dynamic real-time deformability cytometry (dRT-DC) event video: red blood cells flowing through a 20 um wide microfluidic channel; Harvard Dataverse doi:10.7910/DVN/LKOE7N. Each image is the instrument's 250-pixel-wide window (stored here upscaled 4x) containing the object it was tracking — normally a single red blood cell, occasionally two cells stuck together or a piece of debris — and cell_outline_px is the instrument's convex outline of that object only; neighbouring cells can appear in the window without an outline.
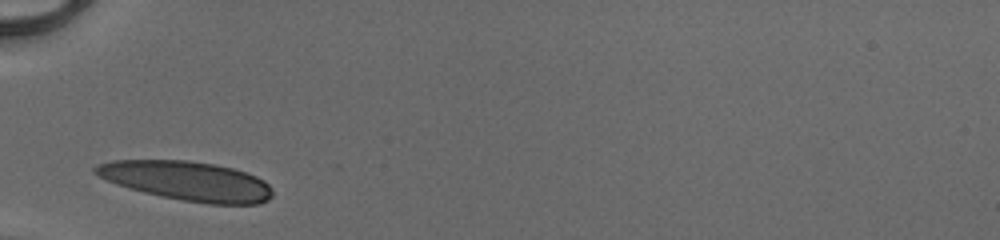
{"species": "human", "species_latin": "Homo sapiens", "temperature_condition": "cold", "stored_images_in_passage": 25, "camera_frame_rate_fps": 3000, "um_per_image_px": 0.085, "donor": {"sex": "male"}, "frame": {"image": 1, "passage_image": 1, "time_ms": 0.0, "image_size_px": [1000, 240], "cell_outline_px": [[272, 196], [268, 200], [260, 204], [208, 204], [184, 200], [144, 192], [116, 184], [92, 172], [92, 168], [96, 164], [112, 160], [188, 160], [216, 164], [232, 168], [256, 176], [264, 180], [272, 188]], "centroid_in_image_um": [15.91, 15.37], "position_along_channel_um": 69.1, "area_um2": 40.52}}
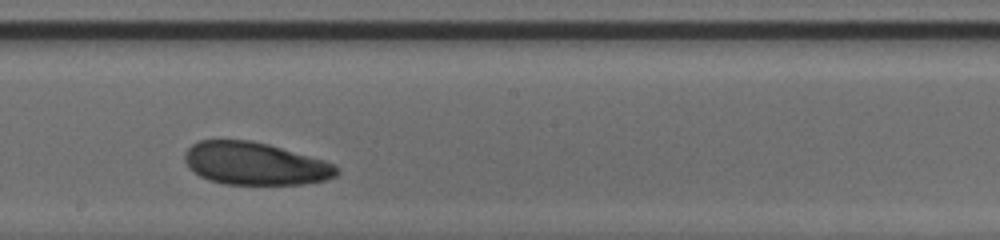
{"frame": {"image": 2, "passage_image": 13, "time_ms": 4.0, "image_size_px": [1000, 240], "cell_outline_px": [[340, 172], [336, 176], [324, 180], [304, 184], [224, 184], [208, 180], [192, 172], [188, 168], [184, 160], [184, 152], [192, 144], [200, 140], [252, 140], [268, 144], [324, 160], [332, 164]], "centroid_in_image_um": [21.62, 13.91], "position_along_channel_um": 226.6, "area_um2": 37.8}}
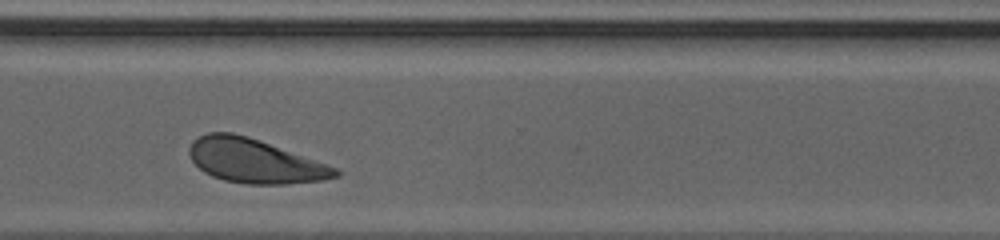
{"frame": {"image": 3, "passage_image": 22, "time_ms": 7.0, "image_size_px": [1000, 240], "cell_outline_px": [[340, 176], [324, 180], [288, 184], [244, 184], [224, 180], [212, 176], [204, 172], [192, 160], [188, 152], [188, 148], [192, 140], [208, 132], [232, 132], [248, 136], [260, 140], [336, 168], [340, 172]], "centroid_in_image_um": [21.61, 13.68], "position_along_channel_um": 349.0, "area_um2": 37.4}, "authors_computed_cell_mechanics": {"area_um2": 38.148, "velocity_mm_per_s": 4.0483, "shape_relaxation_time_tau1_ms": 2.3803, "shape_relaxation_time_tau2_ms": 5.6591, "deformation_change_tau1": 0.1013, "deformation_change_tau2": 0.1348}}